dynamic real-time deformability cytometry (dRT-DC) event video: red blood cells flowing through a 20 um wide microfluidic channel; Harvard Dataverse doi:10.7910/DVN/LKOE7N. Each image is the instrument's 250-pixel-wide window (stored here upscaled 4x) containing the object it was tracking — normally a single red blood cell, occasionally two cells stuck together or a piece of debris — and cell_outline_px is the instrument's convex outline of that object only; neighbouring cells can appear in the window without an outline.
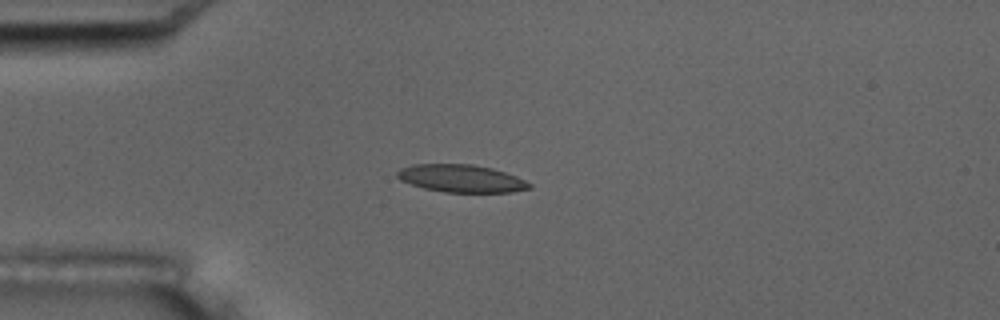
{"species": "common noctule bat (a hibernating species)", "species_latin": "Nyctalus noctula", "temperature_condition": "room temperature", "stored_images_in_passage": 8, "camera_frame_rate_fps": 3000, "um_per_image_px": 0.085, "animal": {"sex": "male", "body_mass_g": 17.5, "forearm_length_mm": 52.3}, "frame": {"image": 1, "passage_image": 5, "time_ms": 4.333, "image_size_px": [1000, 320], "cell_outline_px": [[532, 188], [512, 192], [444, 192], [424, 188], [400, 180], [396, 176], [396, 172], [400, 168], [412, 164], [472, 164], [492, 168], [516, 176], [532, 184]], "centroid_in_image_um": [39.2, 15.16], "position_along_channel_um": 45.8, "area_um2": 21.27}}